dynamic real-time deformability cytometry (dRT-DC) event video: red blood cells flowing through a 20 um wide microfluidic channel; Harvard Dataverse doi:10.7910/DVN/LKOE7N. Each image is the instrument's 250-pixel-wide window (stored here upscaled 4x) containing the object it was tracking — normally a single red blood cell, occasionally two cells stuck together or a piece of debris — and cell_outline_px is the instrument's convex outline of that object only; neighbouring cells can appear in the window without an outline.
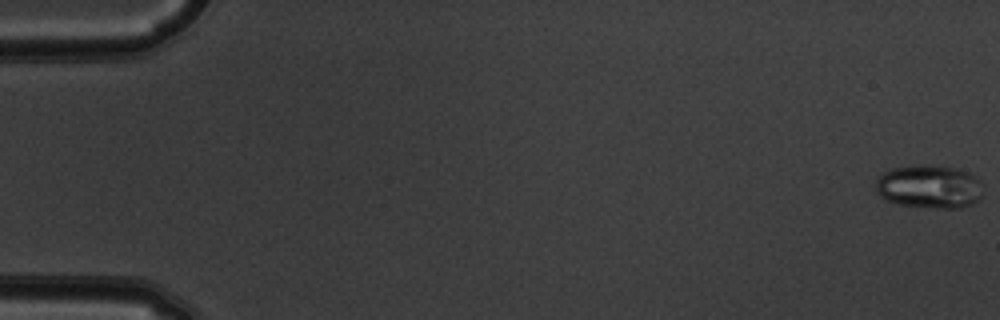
{"species": "common noctule bat (a hibernating species)", "species_latin": "Nyctalus noctula", "temperature_condition": "warm", "stored_images_in_passage": 54, "camera_frame_rate_fps": 3000, "um_per_image_px": 0.085, "animal": {"sex": "male", "body_mass_g": 19.5, "forearm_length_mm": 54.6}, "frame": {"image": 1, "passage_image": 1, "time_ms": 0.0, "image_size_px": [1000, 320], "cell_outline_px": [[980, 200], [972, 204], [960, 208], [936, 208], [900, 204], [884, 200], [876, 192], [876, 180], [884, 172], [892, 168], [920, 164], [952, 168], [968, 172], [976, 176], [980, 180]], "centroid_in_image_um": [78.97, 15.87], "position_along_channel_um": 6.0, "area_um2": 27.05}}
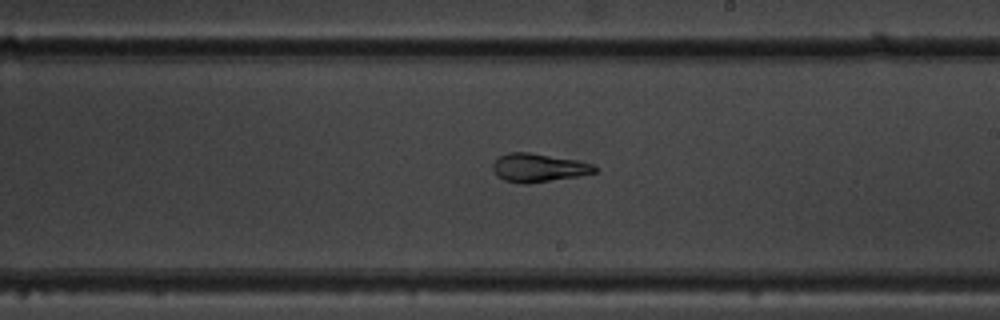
{"frame": {"image": 2, "passage_image": 32, "time_ms": 10.333, "image_size_px": [1000, 320], "cell_outline_px": [[596, 172], [580, 176], [524, 184], [504, 180], [496, 176], [492, 168], [492, 164], [500, 156], [508, 152], [528, 152], [576, 160], [596, 164]], "centroid_in_image_um": [45.77, 14.26], "position_along_channel_um": 243.2, "area_um2": 16.88}}
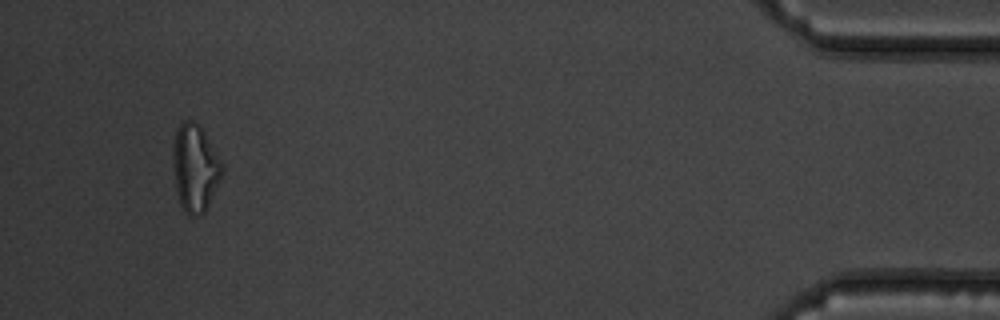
{"frame": {"image": 3, "passage_image": 51, "time_ms": 16.667, "image_size_px": [1000, 320], "cell_outline_px": [[224, 168], [208, 208], [200, 216], [188, 216], [184, 212], [180, 204], [176, 192], [172, 156], [172, 144], [176, 128], [184, 120], [192, 120], [200, 124], [220, 160]], "centroid_in_image_um": [16.55, 14.28], "position_along_channel_um": 418.6, "area_um2": 25.32}, "authors_computed_cell_mechanics": {"area_um2": 20.7791, "velocity_mm_per_s": 3.8552, "shape_relaxation_time_tau1_ms": null, "shape_relaxation_time_tau2_ms": 1.0289, "deformation_change_tau1": null, "deformation_change_tau2": 0.0495}}